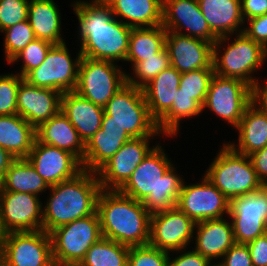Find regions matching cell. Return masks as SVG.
<instances>
[{"mask_svg":"<svg viewBox=\"0 0 267 266\" xmlns=\"http://www.w3.org/2000/svg\"><path fill=\"white\" fill-rule=\"evenodd\" d=\"M74 11L79 20L82 57L93 60H126L132 28L114 17L104 0L76 1Z\"/></svg>","mask_w":267,"mask_h":266,"instance_id":"1","label":"cell"},{"mask_svg":"<svg viewBox=\"0 0 267 266\" xmlns=\"http://www.w3.org/2000/svg\"><path fill=\"white\" fill-rule=\"evenodd\" d=\"M174 169L158 144L118 191L142 202L150 214L177 207L183 179Z\"/></svg>","mask_w":267,"mask_h":266,"instance_id":"2","label":"cell"},{"mask_svg":"<svg viewBox=\"0 0 267 266\" xmlns=\"http://www.w3.org/2000/svg\"><path fill=\"white\" fill-rule=\"evenodd\" d=\"M96 211L102 237L129 247L149 243L151 214L142 202L118 190L102 189Z\"/></svg>","mask_w":267,"mask_h":266,"instance_id":"3","label":"cell"},{"mask_svg":"<svg viewBox=\"0 0 267 266\" xmlns=\"http://www.w3.org/2000/svg\"><path fill=\"white\" fill-rule=\"evenodd\" d=\"M49 189L51 196L43 209V230L47 233L94 214L102 190L97 173L87 170Z\"/></svg>","mask_w":267,"mask_h":266,"instance_id":"4","label":"cell"},{"mask_svg":"<svg viewBox=\"0 0 267 266\" xmlns=\"http://www.w3.org/2000/svg\"><path fill=\"white\" fill-rule=\"evenodd\" d=\"M206 171V178L231 201L258 191L259 180L249 156L224 144Z\"/></svg>","mask_w":267,"mask_h":266,"instance_id":"5","label":"cell"},{"mask_svg":"<svg viewBox=\"0 0 267 266\" xmlns=\"http://www.w3.org/2000/svg\"><path fill=\"white\" fill-rule=\"evenodd\" d=\"M102 123H117L132 138L161 133L149 112L143 89L127 83L104 106Z\"/></svg>","mask_w":267,"mask_h":266,"instance_id":"6","label":"cell"},{"mask_svg":"<svg viewBox=\"0 0 267 266\" xmlns=\"http://www.w3.org/2000/svg\"><path fill=\"white\" fill-rule=\"evenodd\" d=\"M237 37L230 43L221 57L218 48L228 36L219 37L213 44V68L214 73L223 77L236 78L252 86L256 79L252 73L257 71L267 57V50L249 38L243 29L238 31Z\"/></svg>","mask_w":267,"mask_h":266,"instance_id":"7","label":"cell"},{"mask_svg":"<svg viewBox=\"0 0 267 266\" xmlns=\"http://www.w3.org/2000/svg\"><path fill=\"white\" fill-rule=\"evenodd\" d=\"M49 234L55 266H78L102 237L98 213L57 227Z\"/></svg>","mask_w":267,"mask_h":266,"instance_id":"8","label":"cell"},{"mask_svg":"<svg viewBox=\"0 0 267 266\" xmlns=\"http://www.w3.org/2000/svg\"><path fill=\"white\" fill-rule=\"evenodd\" d=\"M126 84V73L112 61L82 57L75 92L93 104L104 107Z\"/></svg>","mask_w":267,"mask_h":266,"instance_id":"9","label":"cell"},{"mask_svg":"<svg viewBox=\"0 0 267 266\" xmlns=\"http://www.w3.org/2000/svg\"><path fill=\"white\" fill-rule=\"evenodd\" d=\"M81 58L82 54L79 51L73 62L66 43L53 45L46 54L44 62L29 71L23 79L32 86L57 90L62 94L74 91Z\"/></svg>","mask_w":267,"mask_h":266,"instance_id":"10","label":"cell"},{"mask_svg":"<svg viewBox=\"0 0 267 266\" xmlns=\"http://www.w3.org/2000/svg\"><path fill=\"white\" fill-rule=\"evenodd\" d=\"M251 103V86L236 78L214 74L202 110L209 108L236 128Z\"/></svg>","mask_w":267,"mask_h":266,"instance_id":"11","label":"cell"},{"mask_svg":"<svg viewBox=\"0 0 267 266\" xmlns=\"http://www.w3.org/2000/svg\"><path fill=\"white\" fill-rule=\"evenodd\" d=\"M0 258L8 266H55L51 237L44 230L6 233Z\"/></svg>","mask_w":267,"mask_h":266,"instance_id":"12","label":"cell"},{"mask_svg":"<svg viewBox=\"0 0 267 266\" xmlns=\"http://www.w3.org/2000/svg\"><path fill=\"white\" fill-rule=\"evenodd\" d=\"M177 207L197 223L229 215L230 201L204 176L199 184L183 182Z\"/></svg>","mask_w":267,"mask_h":266,"instance_id":"13","label":"cell"},{"mask_svg":"<svg viewBox=\"0 0 267 266\" xmlns=\"http://www.w3.org/2000/svg\"><path fill=\"white\" fill-rule=\"evenodd\" d=\"M0 219L6 233L43 230L38 195L0 190Z\"/></svg>","mask_w":267,"mask_h":266,"instance_id":"14","label":"cell"},{"mask_svg":"<svg viewBox=\"0 0 267 266\" xmlns=\"http://www.w3.org/2000/svg\"><path fill=\"white\" fill-rule=\"evenodd\" d=\"M195 222L178 207L151 214L149 245L170 252L185 249L195 230Z\"/></svg>","mask_w":267,"mask_h":266,"instance_id":"15","label":"cell"},{"mask_svg":"<svg viewBox=\"0 0 267 266\" xmlns=\"http://www.w3.org/2000/svg\"><path fill=\"white\" fill-rule=\"evenodd\" d=\"M229 216L238 244H247L267 233V202L259 191L232 199Z\"/></svg>","mask_w":267,"mask_h":266,"instance_id":"16","label":"cell"},{"mask_svg":"<svg viewBox=\"0 0 267 266\" xmlns=\"http://www.w3.org/2000/svg\"><path fill=\"white\" fill-rule=\"evenodd\" d=\"M145 136L128 140L96 173L103 190H119L133 171L150 153L149 138Z\"/></svg>","mask_w":267,"mask_h":266,"instance_id":"17","label":"cell"},{"mask_svg":"<svg viewBox=\"0 0 267 266\" xmlns=\"http://www.w3.org/2000/svg\"><path fill=\"white\" fill-rule=\"evenodd\" d=\"M27 159L49 186L72 179L83 171L82 162L74 154L36 139Z\"/></svg>","mask_w":267,"mask_h":266,"instance_id":"18","label":"cell"},{"mask_svg":"<svg viewBox=\"0 0 267 266\" xmlns=\"http://www.w3.org/2000/svg\"><path fill=\"white\" fill-rule=\"evenodd\" d=\"M165 47L170 65L180 73L213 68V44L204 39L167 31Z\"/></svg>","mask_w":267,"mask_h":266,"instance_id":"19","label":"cell"},{"mask_svg":"<svg viewBox=\"0 0 267 266\" xmlns=\"http://www.w3.org/2000/svg\"><path fill=\"white\" fill-rule=\"evenodd\" d=\"M166 31L204 39L214 44L218 37L210 30L198 0H163V22ZM186 28L189 34L179 30Z\"/></svg>","mask_w":267,"mask_h":266,"instance_id":"20","label":"cell"},{"mask_svg":"<svg viewBox=\"0 0 267 266\" xmlns=\"http://www.w3.org/2000/svg\"><path fill=\"white\" fill-rule=\"evenodd\" d=\"M62 93L32 86L23 80L17 90V114L34 128L61 110Z\"/></svg>","mask_w":267,"mask_h":266,"instance_id":"21","label":"cell"},{"mask_svg":"<svg viewBox=\"0 0 267 266\" xmlns=\"http://www.w3.org/2000/svg\"><path fill=\"white\" fill-rule=\"evenodd\" d=\"M132 137L117 123H102L85 144L83 170L97 172Z\"/></svg>","mask_w":267,"mask_h":266,"instance_id":"22","label":"cell"},{"mask_svg":"<svg viewBox=\"0 0 267 266\" xmlns=\"http://www.w3.org/2000/svg\"><path fill=\"white\" fill-rule=\"evenodd\" d=\"M61 111L68 117L85 144L101 128L104 107L93 104L75 91L62 94Z\"/></svg>","mask_w":267,"mask_h":266,"instance_id":"23","label":"cell"},{"mask_svg":"<svg viewBox=\"0 0 267 266\" xmlns=\"http://www.w3.org/2000/svg\"><path fill=\"white\" fill-rule=\"evenodd\" d=\"M35 133L38 142L66 150L83 161L85 143L61 110L35 128Z\"/></svg>","mask_w":267,"mask_h":266,"instance_id":"24","label":"cell"},{"mask_svg":"<svg viewBox=\"0 0 267 266\" xmlns=\"http://www.w3.org/2000/svg\"><path fill=\"white\" fill-rule=\"evenodd\" d=\"M196 228L198 230L196 231L194 251L210 261L222 258L236 243L232 222L229 223L223 218L197 222Z\"/></svg>","mask_w":267,"mask_h":266,"instance_id":"25","label":"cell"},{"mask_svg":"<svg viewBox=\"0 0 267 266\" xmlns=\"http://www.w3.org/2000/svg\"><path fill=\"white\" fill-rule=\"evenodd\" d=\"M180 79L181 73L170 66L142 88L149 112L156 122L171 109Z\"/></svg>","mask_w":267,"mask_h":266,"instance_id":"26","label":"cell"},{"mask_svg":"<svg viewBox=\"0 0 267 266\" xmlns=\"http://www.w3.org/2000/svg\"><path fill=\"white\" fill-rule=\"evenodd\" d=\"M201 12L210 30L219 38L237 33L245 23L241 13V0H198Z\"/></svg>","mask_w":267,"mask_h":266,"instance_id":"27","label":"cell"},{"mask_svg":"<svg viewBox=\"0 0 267 266\" xmlns=\"http://www.w3.org/2000/svg\"><path fill=\"white\" fill-rule=\"evenodd\" d=\"M114 17L127 19L123 22L131 28L162 25L163 0H104Z\"/></svg>","mask_w":267,"mask_h":266,"instance_id":"28","label":"cell"},{"mask_svg":"<svg viewBox=\"0 0 267 266\" xmlns=\"http://www.w3.org/2000/svg\"><path fill=\"white\" fill-rule=\"evenodd\" d=\"M35 139V128L20 115L0 116V146L15 159L27 158Z\"/></svg>","mask_w":267,"mask_h":266,"instance_id":"29","label":"cell"},{"mask_svg":"<svg viewBox=\"0 0 267 266\" xmlns=\"http://www.w3.org/2000/svg\"><path fill=\"white\" fill-rule=\"evenodd\" d=\"M236 129L239 132L238 145L229 144L236 152L249 156L267 145V114L253 104L246 107Z\"/></svg>","mask_w":267,"mask_h":266,"instance_id":"30","label":"cell"},{"mask_svg":"<svg viewBox=\"0 0 267 266\" xmlns=\"http://www.w3.org/2000/svg\"><path fill=\"white\" fill-rule=\"evenodd\" d=\"M53 0H30L28 20L36 39L58 45L65 43L62 39L61 17Z\"/></svg>","mask_w":267,"mask_h":266,"instance_id":"31","label":"cell"},{"mask_svg":"<svg viewBox=\"0 0 267 266\" xmlns=\"http://www.w3.org/2000/svg\"><path fill=\"white\" fill-rule=\"evenodd\" d=\"M50 186L27 158L14 159L5 172L0 190L40 195Z\"/></svg>","mask_w":267,"mask_h":266,"instance_id":"32","label":"cell"},{"mask_svg":"<svg viewBox=\"0 0 267 266\" xmlns=\"http://www.w3.org/2000/svg\"><path fill=\"white\" fill-rule=\"evenodd\" d=\"M166 34L167 31L162 25L132 28L125 61L132 62L134 66L154 56L165 47Z\"/></svg>","mask_w":267,"mask_h":266,"instance_id":"33","label":"cell"},{"mask_svg":"<svg viewBox=\"0 0 267 266\" xmlns=\"http://www.w3.org/2000/svg\"><path fill=\"white\" fill-rule=\"evenodd\" d=\"M130 247L101 237L78 266H128Z\"/></svg>","mask_w":267,"mask_h":266,"instance_id":"34","label":"cell"},{"mask_svg":"<svg viewBox=\"0 0 267 266\" xmlns=\"http://www.w3.org/2000/svg\"><path fill=\"white\" fill-rule=\"evenodd\" d=\"M201 112L202 106L178 88L171 109L157 122L158 129L161 133L173 136L178 132L180 120L197 116Z\"/></svg>","mask_w":267,"mask_h":266,"instance_id":"35","label":"cell"},{"mask_svg":"<svg viewBox=\"0 0 267 266\" xmlns=\"http://www.w3.org/2000/svg\"><path fill=\"white\" fill-rule=\"evenodd\" d=\"M170 66L169 54L166 47H164L154 56H151L146 60L140 61L132 66L134 71L133 73H135L134 76H136L140 82L137 79L135 80L132 78V76L129 74H126V83L131 86L143 88L159 73Z\"/></svg>","mask_w":267,"mask_h":266,"instance_id":"36","label":"cell"},{"mask_svg":"<svg viewBox=\"0 0 267 266\" xmlns=\"http://www.w3.org/2000/svg\"><path fill=\"white\" fill-rule=\"evenodd\" d=\"M214 74V69H199L181 73L179 89L182 93L192 96V99L203 106Z\"/></svg>","mask_w":267,"mask_h":266,"instance_id":"37","label":"cell"},{"mask_svg":"<svg viewBox=\"0 0 267 266\" xmlns=\"http://www.w3.org/2000/svg\"><path fill=\"white\" fill-rule=\"evenodd\" d=\"M2 32H5L4 49L7 62L36 39L29 20L21 21Z\"/></svg>","mask_w":267,"mask_h":266,"instance_id":"38","label":"cell"},{"mask_svg":"<svg viewBox=\"0 0 267 266\" xmlns=\"http://www.w3.org/2000/svg\"><path fill=\"white\" fill-rule=\"evenodd\" d=\"M53 46L52 43L45 40L35 39L16 54L9 63H14L19 59L23 60L20 76L24 77L29 71L39 67L45 60L46 54Z\"/></svg>","mask_w":267,"mask_h":266,"instance_id":"39","label":"cell"},{"mask_svg":"<svg viewBox=\"0 0 267 266\" xmlns=\"http://www.w3.org/2000/svg\"><path fill=\"white\" fill-rule=\"evenodd\" d=\"M23 80L18 74L0 75V116L17 114V90Z\"/></svg>","mask_w":267,"mask_h":266,"instance_id":"40","label":"cell"},{"mask_svg":"<svg viewBox=\"0 0 267 266\" xmlns=\"http://www.w3.org/2000/svg\"><path fill=\"white\" fill-rule=\"evenodd\" d=\"M169 252L149 244L132 246L129 250L128 266H168Z\"/></svg>","mask_w":267,"mask_h":266,"instance_id":"41","label":"cell"},{"mask_svg":"<svg viewBox=\"0 0 267 266\" xmlns=\"http://www.w3.org/2000/svg\"><path fill=\"white\" fill-rule=\"evenodd\" d=\"M29 0H0V32L28 20Z\"/></svg>","mask_w":267,"mask_h":266,"instance_id":"42","label":"cell"},{"mask_svg":"<svg viewBox=\"0 0 267 266\" xmlns=\"http://www.w3.org/2000/svg\"><path fill=\"white\" fill-rule=\"evenodd\" d=\"M223 258L222 262L215 264V266H253L250 251L246 244L235 243L224 254Z\"/></svg>","mask_w":267,"mask_h":266,"instance_id":"43","label":"cell"},{"mask_svg":"<svg viewBox=\"0 0 267 266\" xmlns=\"http://www.w3.org/2000/svg\"><path fill=\"white\" fill-rule=\"evenodd\" d=\"M249 25L243 32L267 50V14L248 20Z\"/></svg>","mask_w":267,"mask_h":266,"instance_id":"44","label":"cell"},{"mask_svg":"<svg viewBox=\"0 0 267 266\" xmlns=\"http://www.w3.org/2000/svg\"><path fill=\"white\" fill-rule=\"evenodd\" d=\"M253 266H267V233L246 244Z\"/></svg>","mask_w":267,"mask_h":266,"instance_id":"45","label":"cell"},{"mask_svg":"<svg viewBox=\"0 0 267 266\" xmlns=\"http://www.w3.org/2000/svg\"><path fill=\"white\" fill-rule=\"evenodd\" d=\"M168 258V266H215V264L210 265L211 261L203 257L200 253L196 251H187L186 253H181L178 257H175L172 261Z\"/></svg>","mask_w":267,"mask_h":266,"instance_id":"46","label":"cell"},{"mask_svg":"<svg viewBox=\"0 0 267 266\" xmlns=\"http://www.w3.org/2000/svg\"><path fill=\"white\" fill-rule=\"evenodd\" d=\"M241 13L244 21L267 14V0H241Z\"/></svg>","mask_w":267,"mask_h":266,"instance_id":"47","label":"cell"},{"mask_svg":"<svg viewBox=\"0 0 267 266\" xmlns=\"http://www.w3.org/2000/svg\"><path fill=\"white\" fill-rule=\"evenodd\" d=\"M253 168L257 173L259 180H267V145L259 151L249 155Z\"/></svg>","mask_w":267,"mask_h":266,"instance_id":"48","label":"cell"},{"mask_svg":"<svg viewBox=\"0 0 267 266\" xmlns=\"http://www.w3.org/2000/svg\"><path fill=\"white\" fill-rule=\"evenodd\" d=\"M251 104L259 111L267 114V83L262 87L256 80L251 86Z\"/></svg>","mask_w":267,"mask_h":266,"instance_id":"49","label":"cell"},{"mask_svg":"<svg viewBox=\"0 0 267 266\" xmlns=\"http://www.w3.org/2000/svg\"><path fill=\"white\" fill-rule=\"evenodd\" d=\"M15 158L0 146V184L4 178L5 172Z\"/></svg>","mask_w":267,"mask_h":266,"instance_id":"50","label":"cell"},{"mask_svg":"<svg viewBox=\"0 0 267 266\" xmlns=\"http://www.w3.org/2000/svg\"><path fill=\"white\" fill-rule=\"evenodd\" d=\"M5 237H6V232L3 229L1 219H0V257L3 251L4 243H5Z\"/></svg>","mask_w":267,"mask_h":266,"instance_id":"51","label":"cell"},{"mask_svg":"<svg viewBox=\"0 0 267 266\" xmlns=\"http://www.w3.org/2000/svg\"><path fill=\"white\" fill-rule=\"evenodd\" d=\"M258 191L263 195L264 199L267 202V180L262 181L260 183V187H259Z\"/></svg>","mask_w":267,"mask_h":266,"instance_id":"52","label":"cell"},{"mask_svg":"<svg viewBox=\"0 0 267 266\" xmlns=\"http://www.w3.org/2000/svg\"><path fill=\"white\" fill-rule=\"evenodd\" d=\"M0 266H8V265L0 258Z\"/></svg>","mask_w":267,"mask_h":266,"instance_id":"53","label":"cell"}]
</instances>
